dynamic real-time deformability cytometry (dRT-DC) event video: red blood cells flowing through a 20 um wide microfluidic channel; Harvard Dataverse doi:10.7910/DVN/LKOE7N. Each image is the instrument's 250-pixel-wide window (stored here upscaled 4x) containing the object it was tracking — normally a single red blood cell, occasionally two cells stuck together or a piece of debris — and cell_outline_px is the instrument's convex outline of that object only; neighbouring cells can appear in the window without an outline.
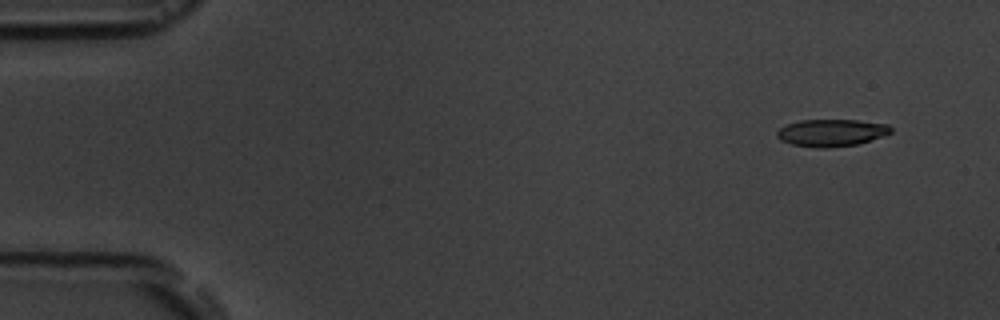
{"species": "common noctule bat (a hibernating species)", "species_latin": "Nyctalus noctula", "temperature_condition": "room temperature", "stored_images_in_passage": 9, "camera_frame_rate_fps": 3000, "um_per_image_px": 0.085, "animal": {"sex": "male", "body_mass_g": 19.5, "forearm_length_mm": 54.6}, "frame": {"image": 1, "passage_image": 1, "time_ms": 0.0, "image_size_px": [1000, 320], "cell_outline_px": [[892, 132], [856, 144], [828, 148], [816, 148], [792, 144], [780, 140], [776, 136], [776, 132], [780, 128], [788, 124], [800, 120], [856, 120], [888, 124], [892, 128]], "centroid_in_image_um": [70.63, 11.28], "position_along_channel_um": 14.4, "area_um2": 17.86}}
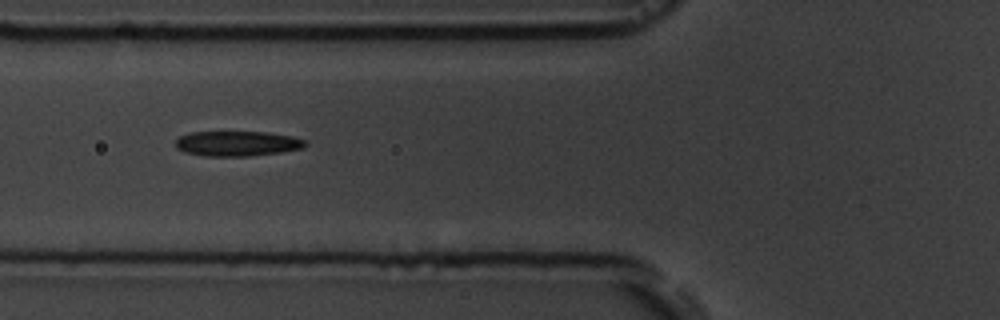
{"frame": {"image": 2, "passage_image": 6, "time_ms": 5.667, "image_size_px": [1000, 320], "cell_outline_px": [[308, 144], [304, 148], [280, 152], [248, 156], [204, 156], [184, 152], [176, 148], [176, 140], [180, 136], [188, 132], [268, 132], [292, 136], [304, 140]], "centroid_in_image_um": [20.16, 12.2], "position_along_channel_um": 105.6, "area_um2": 19.02}}
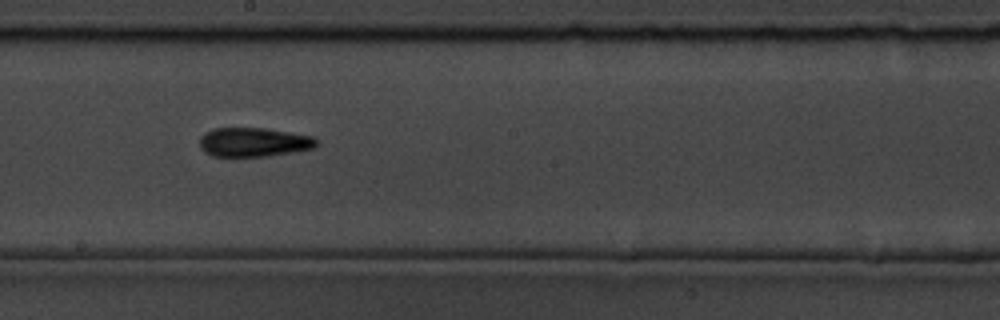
{"frame": {"image": 3, "passage_image": 9, "time_ms": 9.0, "image_size_px": [1000, 320], "cell_outline_px": [[320, 140], [312, 148], [292, 152], [268, 156], [212, 156], [204, 152], [200, 148], [200, 136], [204, 132], [212, 128], [264, 128], [312, 136]], "centroid_in_image_um": [21.52, 12.08], "position_along_channel_um": 226.7, "area_um2": 19.83}}